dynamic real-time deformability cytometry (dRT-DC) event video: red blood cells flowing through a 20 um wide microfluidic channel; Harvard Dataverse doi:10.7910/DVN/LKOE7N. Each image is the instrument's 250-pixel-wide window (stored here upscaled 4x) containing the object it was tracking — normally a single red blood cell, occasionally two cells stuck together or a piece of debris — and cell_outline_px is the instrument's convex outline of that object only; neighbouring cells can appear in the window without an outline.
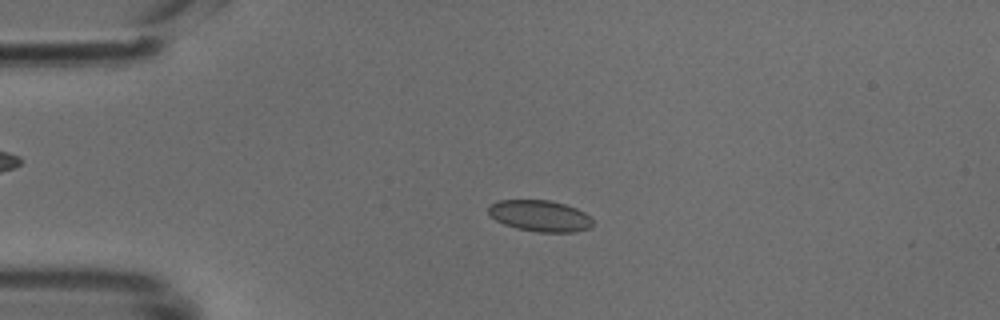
{"species": "common noctule bat (a hibernating species)", "species_latin": "Nyctalus noctula", "temperature_condition": "cold", "stored_images_in_passage": 49, "camera_frame_rate_fps": 3000, "um_per_image_px": 0.085, "animal": {"sex": "male", "body_mass_g": 18.8}, "frame": {"image": 1, "passage_image": 11, "time_ms": 3.333, "image_size_px": [1000, 320], "cell_outline_px": [[592, 228], [572, 232], [540, 232], [516, 228], [504, 224], [496, 220], [488, 212], [488, 208], [492, 204], [500, 200], [552, 200], [576, 208], [584, 212], [592, 220]], "centroid_in_image_um": [45.91, 18.35], "position_along_channel_um": 39.1, "area_um2": 18.9}}
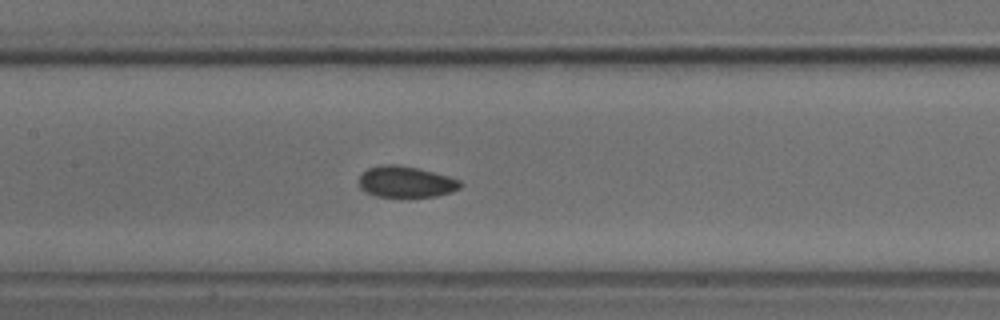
{"frame": {"image": 2, "passage_image": 23, "time_ms": 7.333, "image_size_px": [1000, 320], "cell_outline_px": [[460, 188], [452, 192], [436, 196], [376, 196], [360, 188], [356, 180], [368, 168], [380, 164], [396, 164], [416, 168], [448, 176], [460, 180]], "centroid_in_image_um": [34.46, 15.44], "position_along_channel_um": 172.9, "area_um2": 18.26}}
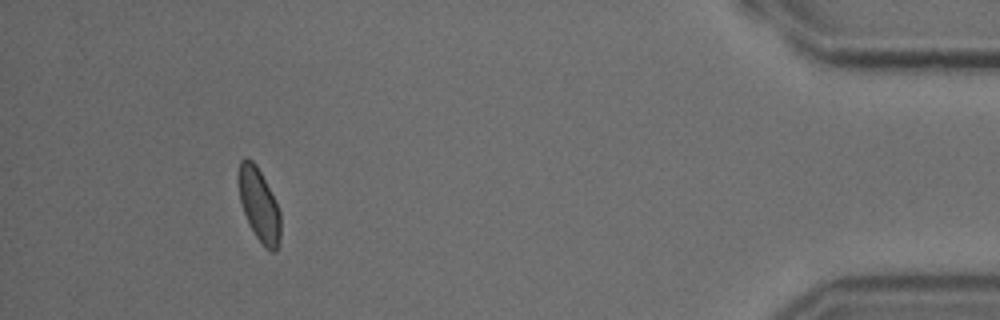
{"frame": {"image": 3, "passage_image": 45, "time_ms": 14.667, "image_size_px": [1000, 320], "cell_outline_px": [[280, 244], [276, 252], [272, 252], [256, 236], [244, 212], [240, 200], [236, 180], [236, 176], [240, 160], [244, 156], [248, 156], [256, 164], [280, 212]], "centroid_in_image_um": [21.98, 17.34], "position_along_channel_um": 413.2, "area_um2": 17.74}}